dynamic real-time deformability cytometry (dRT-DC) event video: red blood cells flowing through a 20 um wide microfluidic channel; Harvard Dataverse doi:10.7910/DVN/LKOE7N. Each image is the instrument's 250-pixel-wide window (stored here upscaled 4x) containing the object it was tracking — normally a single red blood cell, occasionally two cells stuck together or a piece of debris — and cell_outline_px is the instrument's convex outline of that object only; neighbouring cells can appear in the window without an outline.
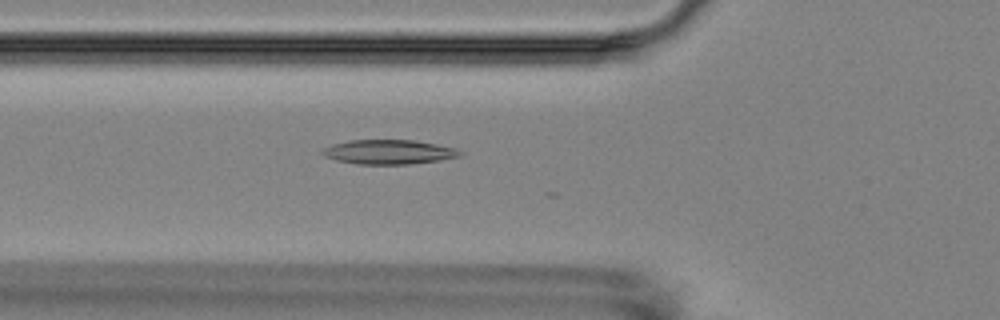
{"species": "Egyptian fruit bat (a non-hibernating species)", "species_latin": "Rousettus aegyptiacus", "temperature_condition": "room temperature", "stored_images_in_passage": 2, "camera_frame_rate_fps": 3000, "um_per_image_px": 0.085, "animal": {"sex": "female"}, "frame": {"image": 1, "passage_image": 2, "time_ms": 1.0, "image_size_px": [1000, 320], "cell_outline_px": [[464, 152], [460, 156], [436, 160], [408, 164], [356, 164], [336, 160], [324, 156], [320, 152], [324, 148], [332, 144], [348, 140], [416, 140], [456, 148]], "centroid_in_image_um": [33.02, 12.91], "position_along_channel_um": 92.8, "area_um2": 19.54}}